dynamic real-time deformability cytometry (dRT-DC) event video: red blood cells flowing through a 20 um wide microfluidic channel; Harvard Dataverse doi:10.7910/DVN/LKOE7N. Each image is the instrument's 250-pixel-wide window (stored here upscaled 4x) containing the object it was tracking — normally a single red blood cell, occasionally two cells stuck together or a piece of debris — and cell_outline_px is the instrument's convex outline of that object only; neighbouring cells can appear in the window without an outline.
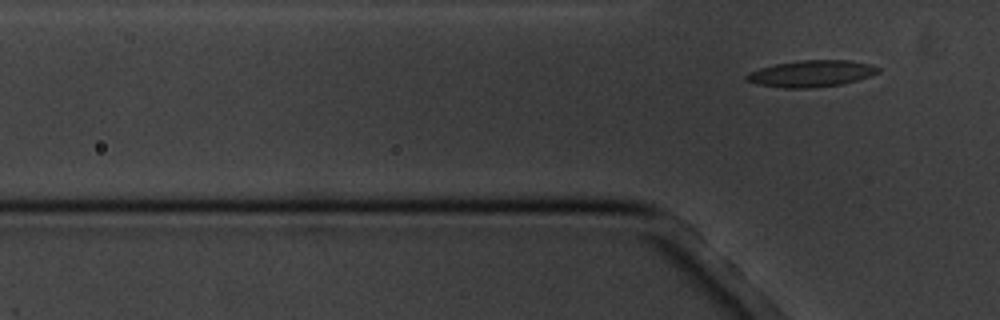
{"species": "common noctule bat (a hibernating species)", "species_latin": "Nyctalus noctula", "temperature_condition": "cold", "stored_images_in_passage": 7, "camera_frame_rate_fps": 3000, "um_per_image_px": 0.085, "animal": {"sex": "male", "body_mass_g": 20.1, "forearm_length_mm": 53.5}, "frame": {"image": 1, "passage_image": 7, "time_ms": 7.0, "image_size_px": [1000, 320], "cell_outline_px": [[880, 72], [872, 76], [840, 84], [816, 88], [784, 88], [756, 84], [744, 80], [744, 76], [748, 72], [760, 68], [776, 64], [800, 60], [848, 60], [872, 64], [880, 68]], "centroid_in_image_um": [68.95, 6.26], "position_along_channel_um": 56.8, "area_um2": 20.58}}